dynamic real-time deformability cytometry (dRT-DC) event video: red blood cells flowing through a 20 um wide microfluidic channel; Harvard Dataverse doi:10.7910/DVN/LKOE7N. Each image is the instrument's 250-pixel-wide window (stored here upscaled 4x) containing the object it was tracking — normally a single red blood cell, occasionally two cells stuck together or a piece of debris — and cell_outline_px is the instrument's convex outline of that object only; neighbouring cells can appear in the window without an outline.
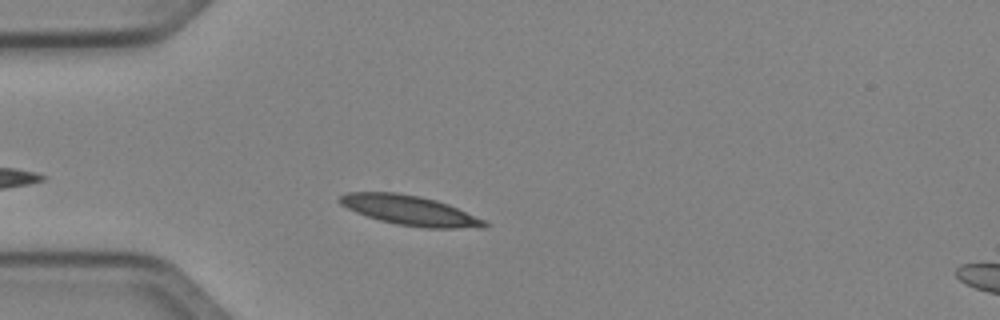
{"species": "Egyptian fruit bat (a non-hibernating species)", "species_latin": "Rousettus aegyptiacus", "temperature_condition": "cold", "stored_images_in_passage": 39, "camera_frame_rate_fps": 3000, "um_per_image_px": 0.085, "animal": {"sex": "female"}, "frame": {"image": 1, "passage_image": 5, "time_ms": 1.333, "image_size_px": [1000, 320], "cell_outline_px": [[488, 224], [484, 228], [424, 228], [396, 224], [380, 220], [356, 212], [340, 204], [336, 200], [340, 196], [348, 192], [396, 192], [420, 196], [436, 200], [448, 204], [484, 220]], "centroid_in_image_um": [34.82, 17.88], "position_along_channel_um": 50.2, "area_um2": 24.97}}
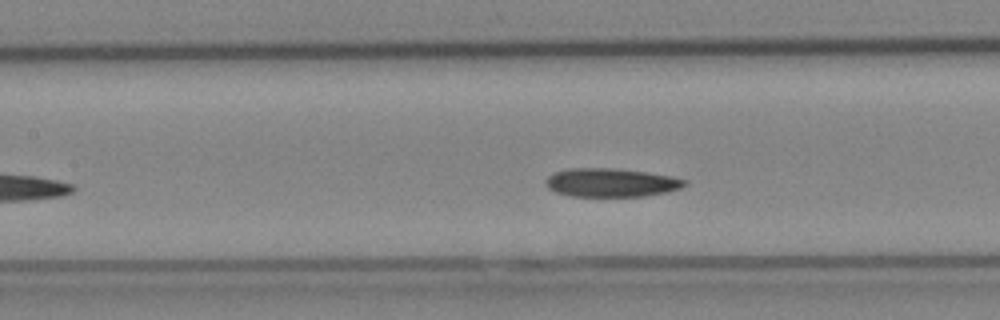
{"frame": {"image": 2, "passage_image": 14, "time_ms": 4.333, "image_size_px": [1000, 320], "cell_outline_px": [[688, 184], [680, 188], [668, 192], [644, 196], [572, 196], [556, 192], [548, 188], [544, 184], [544, 180], [548, 176], [556, 172], [568, 168], [612, 168], [648, 172], [672, 176], [688, 180]], "centroid_in_image_um": [51.96, 15.51], "position_along_channel_um": 155.4, "area_um2": 23.29}}
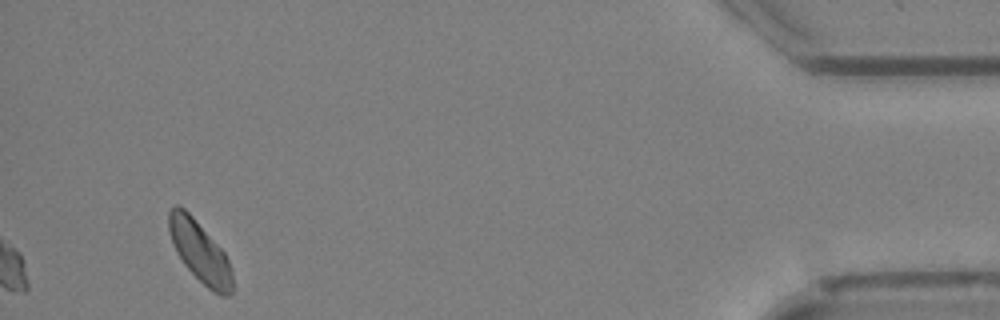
{"frame": {"image": 3, "passage_image": 39, "time_ms": 12.667, "image_size_px": [1000, 320], "cell_outline_px": [[232, 292], [228, 296], [220, 296], [208, 288], [184, 264], [176, 252], [168, 228], [168, 212], [176, 204], [180, 204], [192, 216], [224, 252], [228, 260], [232, 272]], "centroid_in_image_um": [16.98, 21.39], "position_along_channel_um": 418.2, "area_um2": 22.25}, "authors_computed_cell_mechanics": {"area_um2": 23.0044, "velocity_mm_per_s": 3.976, "shape_relaxation_time_tau1_ms": 8.1059, "shape_relaxation_time_tau2_ms": null, "deformation_change_tau1": 0.1252, "deformation_change_tau2": null}}